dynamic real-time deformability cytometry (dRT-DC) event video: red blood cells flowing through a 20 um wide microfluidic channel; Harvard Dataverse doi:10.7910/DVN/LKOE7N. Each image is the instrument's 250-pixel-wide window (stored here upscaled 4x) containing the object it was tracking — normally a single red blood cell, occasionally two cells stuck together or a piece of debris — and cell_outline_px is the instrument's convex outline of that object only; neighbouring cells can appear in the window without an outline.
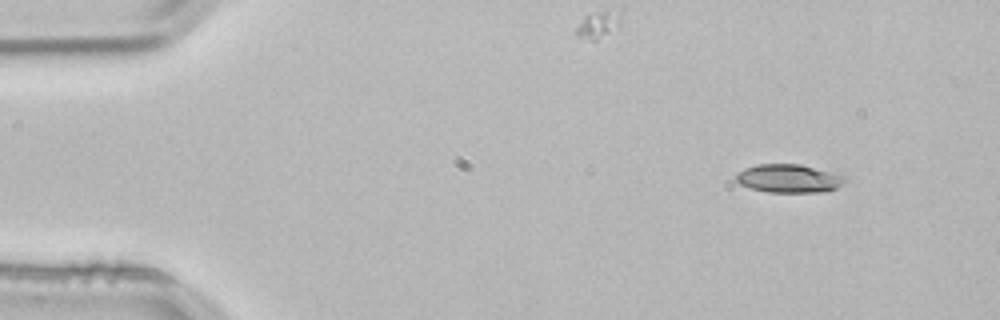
{"species": "common noctule bat (a hibernating species)", "species_latin": "Nyctalus noctula", "temperature_condition": "room temperature", "stored_images_in_passage": 4, "camera_frame_rate_fps": 3000, "um_per_image_px": 0.085, "animal": {"sex": "male", "body_mass_g": 21.5, "forearm_length_mm": 52.0}, "frame": {"image": 1, "passage_image": 2, "time_ms": 0.333, "image_size_px": [1000, 320], "cell_outline_px": [[848, 180], [836, 188], [824, 192], [768, 192], [752, 188], [740, 184], [736, 180], [736, 176], [744, 168], [756, 164], [800, 164], [844, 176]], "centroid_in_image_um": [67.06, 15.17], "position_along_channel_um": 17.9, "area_um2": 17.8}}
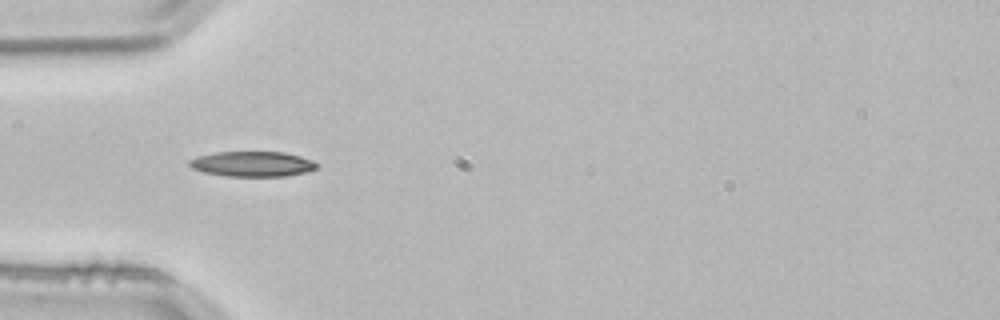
{"frame": {"image": 2, "passage_image": 4, "time_ms": 1.0, "image_size_px": [1000, 320], "cell_outline_px": [[320, 164], [316, 168], [304, 172], [284, 176], [224, 176], [204, 172], [192, 168], [188, 164], [188, 160], [196, 156], [216, 152], [284, 152], [300, 156], [312, 160]], "centroid_in_image_um": [21.43, 13.93], "position_along_channel_um": 63.6, "area_um2": 18.73}}